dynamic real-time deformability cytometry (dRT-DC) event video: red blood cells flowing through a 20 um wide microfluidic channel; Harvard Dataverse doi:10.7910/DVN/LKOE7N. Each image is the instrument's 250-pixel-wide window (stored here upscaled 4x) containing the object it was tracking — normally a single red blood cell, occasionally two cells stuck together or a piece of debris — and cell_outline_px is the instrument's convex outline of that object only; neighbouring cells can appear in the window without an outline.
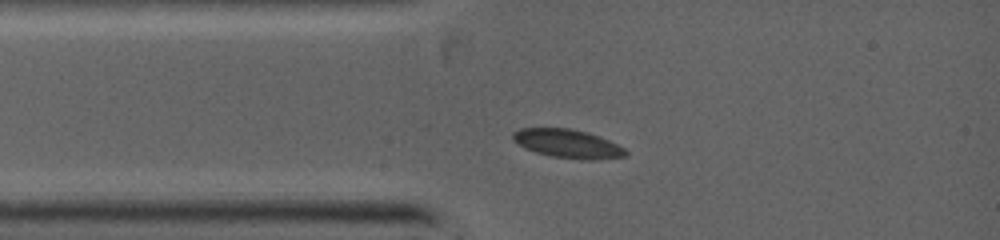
{"species": "common noctule bat (a hibernating species)", "species_latin": "Nyctalus noctula", "temperature_condition": "warm", "stored_images_in_passage": 1, "camera_frame_rate_fps": 5000, "um_per_image_px": 0.085, "animal": {"sex": "female", "body_mass_g": 19.0, "forearm_length_mm": 53.3}, "frame": {"image": 1, "passage_image": 1, "time_ms": 0.0, "image_size_px": [1000, 240], "cell_outline_px": [[628, 156], [592, 160], [580, 160], [552, 156], [536, 152], [524, 148], [512, 140], [512, 132], [520, 128], [568, 128], [588, 132], [608, 140], [624, 148], [628, 152]], "centroid_in_image_um": [48.24, 12.21], "position_along_channel_um": 36.8, "area_um2": 18.9}}